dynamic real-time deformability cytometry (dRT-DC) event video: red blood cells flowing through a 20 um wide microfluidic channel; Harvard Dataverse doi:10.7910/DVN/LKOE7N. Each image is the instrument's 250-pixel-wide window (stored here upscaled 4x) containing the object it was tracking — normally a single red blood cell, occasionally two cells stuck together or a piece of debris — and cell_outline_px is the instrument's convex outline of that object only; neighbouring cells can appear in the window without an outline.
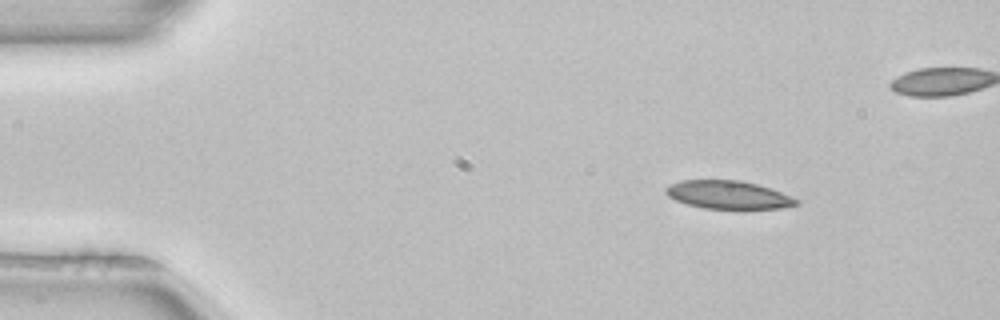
{"species": "common noctule bat (a hibernating species)", "species_latin": "Nyctalus noctula", "temperature_condition": "room temperature", "stored_images_in_passage": 3, "camera_frame_rate_fps": 3000, "um_per_image_px": 0.085, "animal": {"sex": "female", "body_mass_g": 22.7, "forearm_length_mm": 54.2}, "frame": {"image": 1, "passage_image": 1, "time_ms": 0.0, "image_size_px": [1000, 320], "cell_outline_px": [[800, 204], [780, 208], [744, 212], [704, 208], [688, 204], [676, 200], [668, 196], [664, 192], [664, 188], [680, 180], [736, 180], [756, 184], [780, 192], [800, 200]], "centroid_in_image_um": [61.94, 16.61], "position_along_channel_um": 23.1, "area_um2": 22.14}}